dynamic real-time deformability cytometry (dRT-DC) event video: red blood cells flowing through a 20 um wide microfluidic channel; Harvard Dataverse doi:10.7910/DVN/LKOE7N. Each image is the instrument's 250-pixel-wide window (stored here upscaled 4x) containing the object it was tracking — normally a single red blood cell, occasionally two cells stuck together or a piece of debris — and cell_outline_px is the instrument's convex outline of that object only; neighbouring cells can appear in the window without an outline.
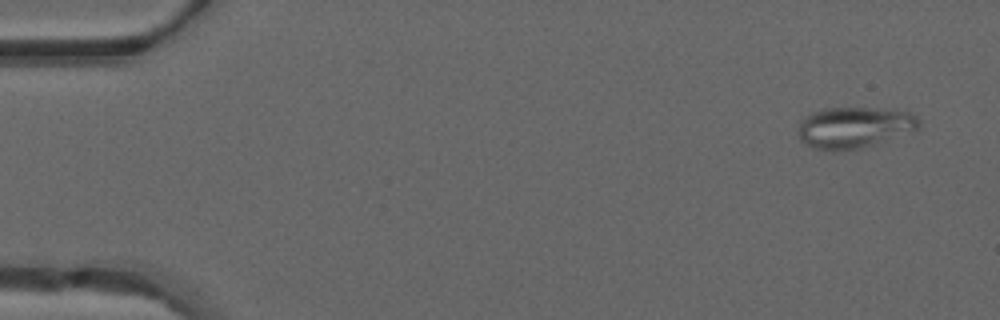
{"species": "common noctule bat (a hibernating species)", "species_latin": "Nyctalus noctula", "temperature_condition": "warm", "stored_images_in_passage": 49, "camera_frame_rate_fps": 3000, "um_per_image_px": 0.085, "animal": {"sex": "male", "forearm_length_mm": 52.5}, "frame": {"image": 1, "passage_image": 3, "time_ms": 0.667, "image_size_px": [1000, 320], "cell_outline_px": [[920, 128], [860, 148], [832, 152], [812, 148], [804, 144], [800, 140], [800, 120], [804, 116], [812, 112], [824, 108], [896, 108], [912, 112], [920, 120]], "centroid_in_image_um": [72.61, 10.81], "position_along_channel_um": 12.4, "area_um2": 29.25}}
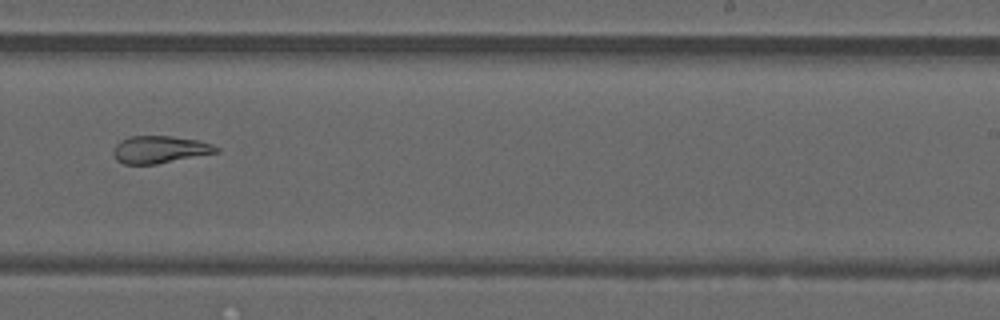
{"frame": {"image": 2, "passage_image": 31, "time_ms": 10.0, "image_size_px": [1000, 320], "cell_outline_px": [[220, 152], [156, 164], [124, 164], [116, 160], [112, 152], [116, 144], [120, 140], [128, 136], [172, 136], [200, 140], [212, 144], [220, 148]], "centroid_in_image_um": [13.59, 12.7], "position_along_channel_um": 275.4, "area_um2": 16.59}}
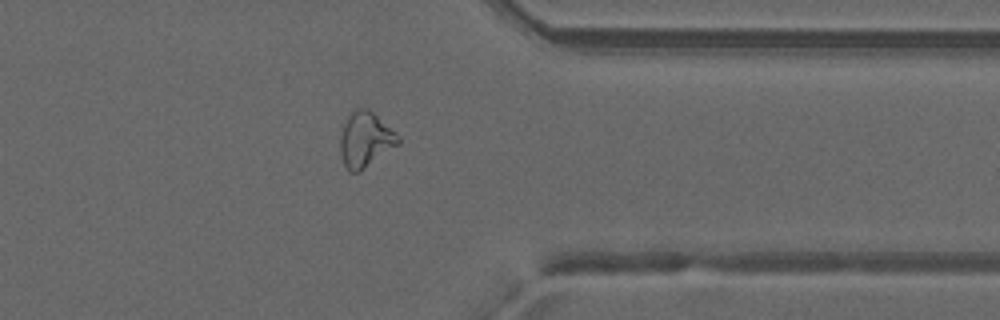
{"frame": {"image": 3, "passage_image": 39, "time_ms": 12.667, "image_size_px": [1000, 320], "cell_outline_px": [[400, 144], [360, 172], [348, 172], [344, 164], [340, 152], [340, 140], [344, 124], [348, 116], [356, 108], [368, 108], [400, 136]], "centroid_in_image_um": [31.07, 11.89], "position_along_channel_um": 380.3, "area_um2": 18.67}, "authors_computed_cell_mechanics": {"area_um2": 20.808, "velocity_mm_per_s": 4.2087, "shape_relaxation_time_tau1_ms": null, "shape_relaxation_time_tau2_ms": 4.7834, "deformation_change_tau1": null, "deformation_change_tau2": 0.1173}}